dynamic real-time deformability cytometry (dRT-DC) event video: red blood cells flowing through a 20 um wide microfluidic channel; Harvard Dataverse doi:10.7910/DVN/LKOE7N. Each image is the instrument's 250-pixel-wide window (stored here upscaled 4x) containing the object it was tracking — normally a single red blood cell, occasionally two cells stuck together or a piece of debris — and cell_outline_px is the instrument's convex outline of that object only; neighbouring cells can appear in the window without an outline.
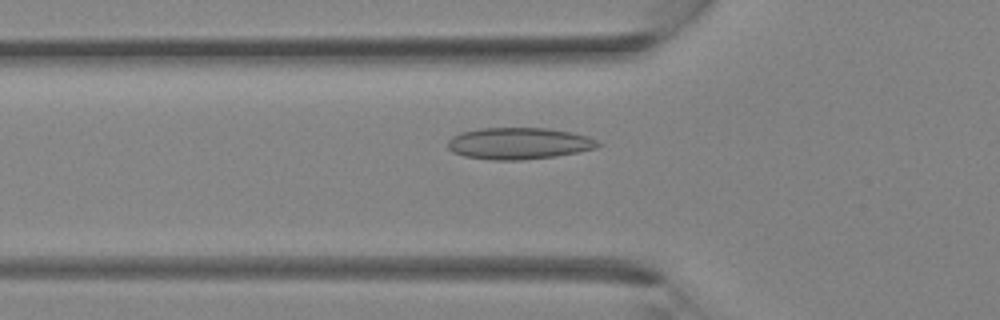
{"species": "Egyptian fruit bat (a non-hibernating species)", "species_latin": "Rousettus aegyptiacus", "temperature_condition": "room temperature", "stored_images_in_passage": 33, "camera_frame_rate_fps": 3000, "um_per_image_px": 0.085, "animal": {"sex": "female"}, "frame": {"image": 1, "passage_image": 10, "time_ms": 3.0, "image_size_px": [1000, 320], "cell_outline_px": [[600, 144], [596, 148], [556, 156], [520, 160], [492, 160], [464, 156], [452, 152], [448, 148], [448, 140], [452, 136], [460, 132], [480, 128], [548, 128], [572, 132], [588, 136], [596, 140]], "centroid_in_image_um": [44.07, 12.18], "position_along_channel_um": 81.7, "area_um2": 27.74}}
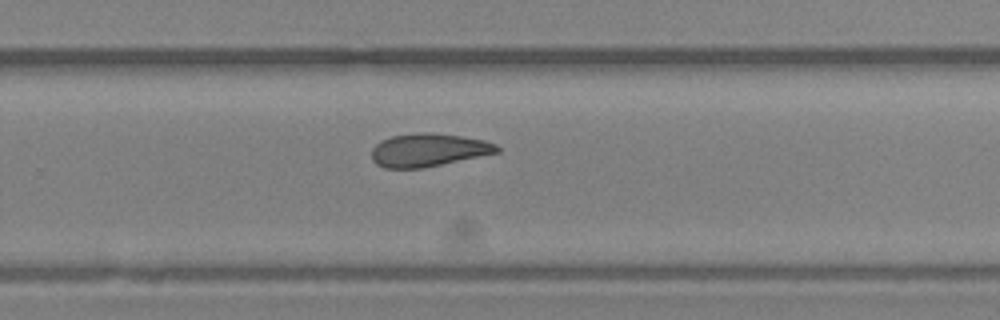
{"frame": {"image": 2, "passage_image": 21, "time_ms": 6.667, "image_size_px": [1000, 320], "cell_outline_px": [[500, 152], [424, 168], [384, 168], [376, 164], [372, 160], [372, 148], [380, 140], [392, 136], [420, 132], [432, 132], [460, 136], [484, 140], [496, 144], [500, 148]], "centroid_in_image_um": [36.4, 12.75], "position_along_channel_um": 293.4, "area_um2": 24.28}}
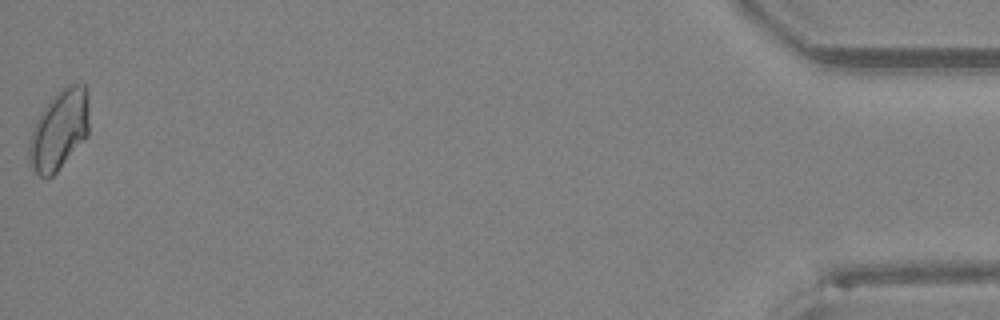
{"frame": {"image": 3, "passage_image": 33, "time_ms": 10.667, "image_size_px": [1000, 320], "cell_outline_px": [[88, 136], [56, 172], [52, 176], [40, 176], [32, 168], [28, 156], [28, 144], [36, 120], [52, 96], [60, 88], [68, 84], [84, 84], [88, 96]], "centroid_in_image_um": [5.04, 11.02], "position_along_channel_um": 430.2, "area_um2": 27.8}}